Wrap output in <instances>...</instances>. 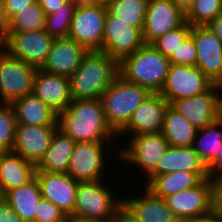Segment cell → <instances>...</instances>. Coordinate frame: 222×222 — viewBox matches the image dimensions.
<instances>
[{"label":"cell","instance_id":"6da1fadb","mask_svg":"<svg viewBox=\"0 0 222 222\" xmlns=\"http://www.w3.org/2000/svg\"><path fill=\"white\" fill-rule=\"evenodd\" d=\"M58 129L79 142H112L117 136L106 122L101 99L72 100L58 113Z\"/></svg>","mask_w":222,"mask_h":222},{"label":"cell","instance_id":"7a4b0ae2","mask_svg":"<svg viewBox=\"0 0 222 222\" xmlns=\"http://www.w3.org/2000/svg\"><path fill=\"white\" fill-rule=\"evenodd\" d=\"M118 74L119 63L105 51H87L69 78L72 100L101 99Z\"/></svg>","mask_w":222,"mask_h":222},{"label":"cell","instance_id":"3957f363","mask_svg":"<svg viewBox=\"0 0 222 222\" xmlns=\"http://www.w3.org/2000/svg\"><path fill=\"white\" fill-rule=\"evenodd\" d=\"M170 64L169 58L151 44H144L119 63V74L126 80L148 89L151 93H160Z\"/></svg>","mask_w":222,"mask_h":222},{"label":"cell","instance_id":"277c9868","mask_svg":"<svg viewBox=\"0 0 222 222\" xmlns=\"http://www.w3.org/2000/svg\"><path fill=\"white\" fill-rule=\"evenodd\" d=\"M151 94L148 89L117 75L101 97L106 122L117 136L136 108Z\"/></svg>","mask_w":222,"mask_h":222},{"label":"cell","instance_id":"5b68a950","mask_svg":"<svg viewBox=\"0 0 222 222\" xmlns=\"http://www.w3.org/2000/svg\"><path fill=\"white\" fill-rule=\"evenodd\" d=\"M107 185L104 184V180L79 182L75 209L70 217L112 222L122 207V197L118 198Z\"/></svg>","mask_w":222,"mask_h":222},{"label":"cell","instance_id":"8992f818","mask_svg":"<svg viewBox=\"0 0 222 222\" xmlns=\"http://www.w3.org/2000/svg\"><path fill=\"white\" fill-rule=\"evenodd\" d=\"M107 12V6L102 2L95 0L79 2L68 37L87 51L103 50V31Z\"/></svg>","mask_w":222,"mask_h":222},{"label":"cell","instance_id":"52a82bcc","mask_svg":"<svg viewBox=\"0 0 222 222\" xmlns=\"http://www.w3.org/2000/svg\"><path fill=\"white\" fill-rule=\"evenodd\" d=\"M38 67L12 57L0 47V103H12L33 92Z\"/></svg>","mask_w":222,"mask_h":222},{"label":"cell","instance_id":"ba28073f","mask_svg":"<svg viewBox=\"0 0 222 222\" xmlns=\"http://www.w3.org/2000/svg\"><path fill=\"white\" fill-rule=\"evenodd\" d=\"M127 146L117 148L114 155L118 160L139 167L147 178L157 167L161 157L168 149L169 142L162 133L128 136Z\"/></svg>","mask_w":222,"mask_h":222},{"label":"cell","instance_id":"9c48e42d","mask_svg":"<svg viewBox=\"0 0 222 222\" xmlns=\"http://www.w3.org/2000/svg\"><path fill=\"white\" fill-rule=\"evenodd\" d=\"M106 144L112 142L76 143L68 163V175L78 182L104 180L105 161H107ZM106 155V156H105ZM104 170V171H103Z\"/></svg>","mask_w":222,"mask_h":222},{"label":"cell","instance_id":"30bf717a","mask_svg":"<svg viewBox=\"0 0 222 222\" xmlns=\"http://www.w3.org/2000/svg\"><path fill=\"white\" fill-rule=\"evenodd\" d=\"M213 85L214 83L196 66L170 64L160 94L170 104L175 100L200 95Z\"/></svg>","mask_w":222,"mask_h":222},{"label":"cell","instance_id":"8fae6325","mask_svg":"<svg viewBox=\"0 0 222 222\" xmlns=\"http://www.w3.org/2000/svg\"><path fill=\"white\" fill-rule=\"evenodd\" d=\"M221 89V85L214 84L200 95L175 100L169 105L199 130L222 116Z\"/></svg>","mask_w":222,"mask_h":222},{"label":"cell","instance_id":"7c38bea8","mask_svg":"<svg viewBox=\"0 0 222 222\" xmlns=\"http://www.w3.org/2000/svg\"><path fill=\"white\" fill-rule=\"evenodd\" d=\"M213 184L210 178L203 179L193 188L169 195L165 201L180 222L208 215L212 212Z\"/></svg>","mask_w":222,"mask_h":222},{"label":"cell","instance_id":"4fadbf2b","mask_svg":"<svg viewBox=\"0 0 222 222\" xmlns=\"http://www.w3.org/2000/svg\"><path fill=\"white\" fill-rule=\"evenodd\" d=\"M145 44L142 31L138 27L120 21L108 12L103 31V51L120 63Z\"/></svg>","mask_w":222,"mask_h":222},{"label":"cell","instance_id":"5bb4252c","mask_svg":"<svg viewBox=\"0 0 222 222\" xmlns=\"http://www.w3.org/2000/svg\"><path fill=\"white\" fill-rule=\"evenodd\" d=\"M54 38L44 29L24 33H8L2 46L12 57L41 68L48 58Z\"/></svg>","mask_w":222,"mask_h":222},{"label":"cell","instance_id":"9a60e30c","mask_svg":"<svg viewBox=\"0 0 222 222\" xmlns=\"http://www.w3.org/2000/svg\"><path fill=\"white\" fill-rule=\"evenodd\" d=\"M185 22V13L174 0H149L142 36L145 44L177 28Z\"/></svg>","mask_w":222,"mask_h":222},{"label":"cell","instance_id":"2e32d148","mask_svg":"<svg viewBox=\"0 0 222 222\" xmlns=\"http://www.w3.org/2000/svg\"><path fill=\"white\" fill-rule=\"evenodd\" d=\"M198 67L214 84L222 86V42L207 26H192Z\"/></svg>","mask_w":222,"mask_h":222},{"label":"cell","instance_id":"e0dca14e","mask_svg":"<svg viewBox=\"0 0 222 222\" xmlns=\"http://www.w3.org/2000/svg\"><path fill=\"white\" fill-rule=\"evenodd\" d=\"M58 125H23L17 124L12 153L20 155L36 166L51 145Z\"/></svg>","mask_w":222,"mask_h":222},{"label":"cell","instance_id":"ac0fdd59","mask_svg":"<svg viewBox=\"0 0 222 222\" xmlns=\"http://www.w3.org/2000/svg\"><path fill=\"white\" fill-rule=\"evenodd\" d=\"M42 198L49 200L70 217L76 203V192L79 182L68 174L35 171Z\"/></svg>","mask_w":222,"mask_h":222},{"label":"cell","instance_id":"d6986e66","mask_svg":"<svg viewBox=\"0 0 222 222\" xmlns=\"http://www.w3.org/2000/svg\"><path fill=\"white\" fill-rule=\"evenodd\" d=\"M169 106L160 93H152L134 111L127 126L119 133L120 137L161 133L164 114Z\"/></svg>","mask_w":222,"mask_h":222},{"label":"cell","instance_id":"ffe728a7","mask_svg":"<svg viewBox=\"0 0 222 222\" xmlns=\"http://www.w3.org/2000/svg\"><path fill=\"white\" fill-rule=\"evenodd\" d=\"M86 52L82 45L70 37L54 38L48 58L40 69L70 78Z\"/></svg>","mask_w":222,"mask_h":222},{"label":"cell","instance_id":"44dd1931","mask_svg":"<svg viewBox=\"0 0 222 222\" xmlns=\"http://www.w3.org/2000/svg\"><path fill=\"white\" fill-rule=\"evenodd\" d=\"M142 195L123 197L122 207L139 222H180L165 199L144 187Z\"/></svg>","mask_w":222,"mask_h":222},{"label":"cell","instance_id":"7402d4cb","mask_svg":"<svg viewBox=\"0 0 222 222\" xmlns=\"http://www.w3.org/2000/svg\"><path fill=\"white\" fill-rule=\"evenodd\" d=\"M32 93L57 113L66 109L72 101L69 78L47 73L40 68L34 78Z\"/></svg>","mask_w":222,"mask_h":222},{"label":"cell","instance_id":"603a6c76","mask_svg":"<svg viewBox=\"0 0 222 222\" xmlns=\"http://www.w3.org/2000/svg\"><path fill=\"white\" fill-rule=\"evenodd\" d=\"M209 178L208 172L178 171L161 175H149L145 188L157 197L165 199L169 195L197 186Z\"/></svg>","mask_w":222,"mask_h":222},{"label":"cell","instance_id":"cb8c5ba5","mask_svg":"<svg viewBox=\"0 0 222 222\" xmlns=\"http://www.w3.org/2000/svg\"><path fill=\"white\" fill-rule=\"evenodd\" d=\"M17 124L58 125V113L33 93L27 94L11 103Z\"/></svg>","mask_w":222,"mask_h":222},{"label":"cell","instance_id":"d4e9b609","mask_svg":"<svg viewBox=\"0 0 222 222\" xmlns=\"http://www.w3.org/2000/svg\"><path fill=\"white\" fill-rule=\"evenodd\" d=\"M178 171L208 172L206 164L195 152L193 146H169L161 157L158 167L150 175Z\"/></svg>","mask_w":222,"mask_h":222},{"label":"cell","instance_id":"484cf974","mask_svg":"<svg viewBox=\"0 0 222 222\" xmlns=\"http://www.w3.org/2000/svg\"><path fill=\"white\" fill-rule=\"evenodd\" d=\"M35 175V166L12 152H2L0 155V187L7 191L29 182Z\"/></svg>","mask_w":222,"mask_h":222},{"label":"cell","instance_id":"4316f807","mask_svg":"<svg viewBox=\"0 0 222 222\" xmlns=\"http://www.w3.org/2000/svg\"><path fill=\"white\" fill-rule=\"evenodd\" d=\"M75 144L72 138L57 129L49 149L35 166V171L68 174V163Z\"/></svg>","mask_w":222,"mask_h":222},{"label":"cell","instance_id":"83f0119b","mask_svg":"<svg viewBox=\"0 0 222 222\" xmlns=\"http://www.w3.org/2000/svg\"><path fill=\"white\" fill-rule=\"evenodd\" d=\"M41 198V190L35 176L26 184L4 194V199L24 222H35V212Z\"/></svg>","mask_w":222,"mask_h":222},{"label":"cell","instance_id":"f1b7e54d","mask_svg":"<svg viewBox=\"0 0 222 222\" xmlns=\"http://www.w3.org/2000/svg\"><path fill=\"white\" fill-rule=\"evenodd\" d=\"M197 128L170 105L167 107L161 133L170 146H193Z\"/></svg>","mask_w":222,"mask_h":222},{"label":"cell","instance_id":"f546056e","mask_svg":"<svg viewBox=\"0 0 222 222\" xmlns=\"http://www.w3.org/2000/svg\"><path fill=\"white\" fill-rule=\"evenodd\" d=\"M222 144V116L197 130L193 148L206 166L217 156Z\"/></svg>","mask_w":222,"mask_h":222},{"label":"cell","instance_id":"4dcf8cb0","mask_svg":"<svg viewBox=\"0 0 222 222\" xmlns=\"http://www.w3.org/2000/svg\"><path fill=\"white\" fill-rule=\"evenodd\" d=\"M149 0H111L106 3L110 15L119 18L130 26L138 27L141 31Z\"/></svg>","mask_w":222,"mask_h":222},{"label":"cell","instance_id":"1f68e13d","mask_svg":"<svg viewBox=\"0 0 222 222\" xmlns=\"http://www.w3.org/2000/svg\"><path fill=\"white\" fill-rule=\"evenodd\" d=\"M79 1L67 0L57 11L46 15L44 30L53 38L68 37Z\"/></svg>","mask_w":222,"mask_h":222},{"label":"cell","instance_id":"d6a6232c","mask_svg":"<svg viewBox=\"0 0 222 222\" xmlns=\"http://www.w3.org/2000/svg\"><path fill=\"white\" fill-rule=\"evenodd\" d=\"M45 18L40 3L33 2L28 7L20 10L11 20L9 33H24L43 30Z\"/></svg>","mask_w":222,"mask_h":222},{"label":"cell","instance_id":"836d02e7","mask_svg":"<svg viewBox=\"0 0 222 222\" xmlns=\"http://www.w3.org/2000/svg\"><path fill=\"white\" fill-rule=\"evenodd\" d=\"M222 15V0H196L185 13V21L191 26H206Z\"/></svg>","mask_w":222,"mask_h":222},{"label":"cell","instance_id":"e575fe53","mask_svg":"<svg viewBox=\"0 0 222 222\" xmlns=\"http://www.w3.org/2000/svg\"><path fill=\"white\" fill-rule=\"evenodd\" d=\"M191 25L185 21L182 25L156 38L151 45L165 57L170 58L175 50L190 35Z\"/></svg>","mask_w":222,"mask_h":222},{"label":"cell","instance_id":"d590c367","mask_svg":"<svg viewBox=\"0 0 222 222\" xmlns=\"http://www.w3.org/2000/svg\"><path fill=\"white\" fill-rule=\"evenodd\" d=\"M15 112L10 103H0V151L11 152L16 133Z\"/></svg>","mask_w":222,"mask_h":222},{"label":"cell","instance_id":"8d00e7d4","mask_svg":"<svg viewBox=\"0 0 222 222\" xmlns=\"http://www.w3.org/2000/svg\"><path fill=\"white\" fill-rule=\"evenodd\" d=\"M169 61L171 64L196 66L197 49L191 35L179 45L169 58Z\"/></svg>","mask_w":222,"mask_h":222},{"label":"cell","instance_id":"74e56055","mask_svg":"<svg viewBox=\"0 0 222 222\" xmlns=\"http://www.w3.org/2000/svg\"><path fill=\"white\" fill-rule=\"evenodd\" d=\"M68 217L49 200L41 198L35 212V222H67Z\"/></svg>","mask_w":222,"mask_h":222},{"label":"cell","instance_id":"f35d334b","mask_svg":"<svg viewBox=\"0 0 222 222\" xmlns=\"http://www.w3.org/2000/svg\"><path fill=\"white\" fill-rule=\"evenodd\" d=\"M9 29L10 19L6 15L4 0H0V47L6 43Z\"/></svg>","mask_w":222,"mask_h":222},{"label":"cell","instance_id":"ab89813d","mask_svg":"<svg viewBox=\"0 0 222 222\" xmlns=\"http://www.w3.org/2000/svg\"><path fill=\"white\" fill-rule=\"evenodd\" d=\"M207 170L211 180L222 179V144L217 156L207 165Z\"/></svg>","mask_w":222,"mask_h":222},{"label":"cell","instance_id":"60d3db41","mask_svg":"<svg viewBox=\"0 0 222 222\" xmlns=\"http://www.w3.org/2000/svg\"><path fill=\"white\" fill-rule=\"evenodd\" d=\"M33 2L36 0H4L6 15L11 20L20 10Z\"/></svg>","mask_w":222,"mask_h":222},{"label":"cell","instance_id":"b9f144b4","mask_svg":"<svg viewBox=\"0 0 222 222\" xmlns=\"http://www.w3.org/2000/svg\"><path fill=\"white\" fill-rule=\"evenodd\" d=\"M0 222H24L4 198L0 201Z\"/></svg>","mask_w":222,"mask_h":222},{"label":"cell","instance_id":"7bdbcfd3","mask_svg":"<svg viewBox=\"0 0 222 222\" xmlns=\"http://www.w3.org/2000/svg\"><path fill=\"white\" fill-rule=\"evenodd\" d=\"M212 211L222 218V179L214 180Z\"/></svg>","mask_w":222,"mask_h":222},{"label":"cell","instance_id":"ee69618b","mask_svg":"<svg viewBox=\"0 0 222 222\" xmlns=\"http://www.w3.org/2000/svg\"><path fill=\"white\" fill-rule=\"evenodd\" d=\"M67 0H42L40 6L45 15H50L61 8V5Z\"/></svg>","mask_w":222,"mask_h":222},{"label":"cell","instance_id":"f6af8a7d","mask_svg":"<svg viewBox=\"0 0 222 222\" xmlns=\"http://www.w3.org/2000/svg\"><path fill=\"white\" fill-rule=\"evenodd\" d=\"M215 36L222 42V15H219L206 25Z\"/></svg>","mask_w":222,"mask_h":222},{"label":"cell","instance_id":"bcb514c9","mask_svg":"<svg viewBox=\"0 0 222 222\" xmlns=\"http://www.w3.org/2000/svg\"><path fill=\"white\" fill-rule=\"evenodd\" d=\"M112 222H139L133 218L123 207H121Z\"/></svg>","mask_w":222,"mask_h":222},{"label":"cell","instance_id":"7dc6e473","mask_svg":"<svg viewBox=\"0 0 222 222\" xmlns=\"http://www.w3.org/2000/svg\"><path fill=\"white\" fill-rule=\"evenodd\" d=\"M187 222H222V218L216 215L213 211L205 216L189 220Z\"/></svg>","mask_w":222,"mask_h":222},{"label":"cell","instance_id":"c3c4849f","mask_svg":"<svg viewBox=\"0 0 222 222\" xmlns=\"http://www.w3.org/2000/svg\"><path fill=\"white\" fill-rule=\"evenodd\" d=\"M196 0H174L179 8L186 13Z\"/></svg>","mask_w":222,"mask_h":222},{"label":"cell","instance_id":"681fc988","mask_svg":"<svg viewBox=\"0 0 222 222\" xmlns=\"http://www.w3.org/2000/svg\"><path fill=\"white\" fill-rule=\"evenodd\" d=\"M67 222H105V221L96 220V219H87L82 217H68Z\"/></svg>","mask_w":222,"mask_h":222},{"label":"cell","instance_id":"f907efd6","mask_svg":"<svg viewBox=\"0 0 222 222\" xmlns=\"http://www.w3.org/2000/svg\"><path fill=\"white\" fill-rule=\"evenodd\" d=\"M95 1L102 2V3L106 4V3H108L111 0H95Z\"/></svg>","mask_w":222,"mask_h":222},{"label":"cell","instance_id":"816d5d0a","mask_svg":"<svg viewBox=\"0 0 222 222\" xmlns=\"http://www.w3.org/2000/svg\"><path fill=\"white\" fill-rule=\"evenodd\" d=\"M3 198H4V194H3L2 190H1V187H0V201H1Z\"/></svg>","mask_w":222,"mask_h":222}]
</instances>
